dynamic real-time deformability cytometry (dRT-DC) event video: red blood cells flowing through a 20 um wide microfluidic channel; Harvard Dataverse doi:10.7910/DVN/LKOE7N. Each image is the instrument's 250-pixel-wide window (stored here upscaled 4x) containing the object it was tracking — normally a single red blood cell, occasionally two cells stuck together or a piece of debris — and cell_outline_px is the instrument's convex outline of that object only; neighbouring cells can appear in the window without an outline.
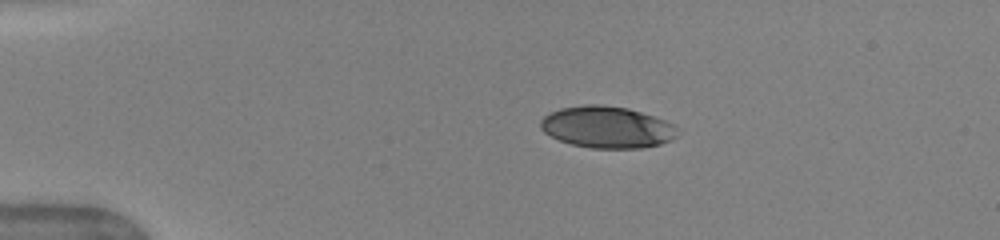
{"species": "human", "species_latin": "Homo sapiens", "temperature_condition": "warm", "stored_images_in_passage": 41, "camera_frame_rate_fps": 3000, "um_per_image_px": 0.085, "donor": {"sex": "female"}, "frame": {"image": 1, "passage_image": 1, "time_ms": 0.0, "image_size_px": [1000, 240], "cell_outline_px": [[680, 128], [676, 136], [672, 140], [660, 144], [644, 148], [592, 148], [572, 144], [560, 140], [544, 132], [540, 128], [540, 120], [544, 116], [560, 108], [584, 104], [600, 104], [628, 108], [664, 120]], "centroid_in_image_um": [51.61, 10.81], "position_along_channel_um": 33.4, "area_um2": 33.29}}
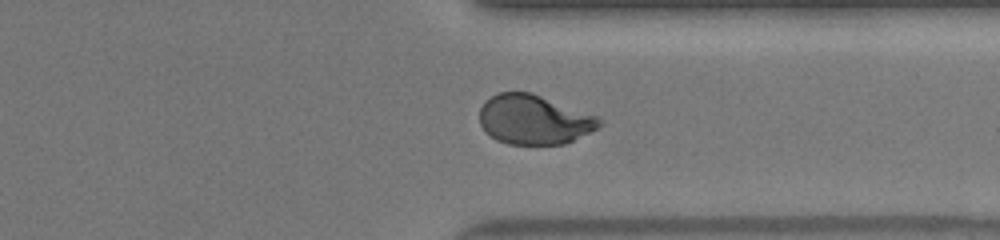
{"frame": {"image": 2, "passage_image": 30, "time_ms": 9.667, "image_size_px": [1000, 240], "cell_outline_px": [[604, 124], [564, 144], [508, 144], [496, 140], [480, 124], [480, 108], [496, 92], [532, 92], [596, 116], [604, 120]], "centroid_in_image_um": [45.39, 10.16], "position_along_channel_um": 366.0, "area_um2": 34.16}}
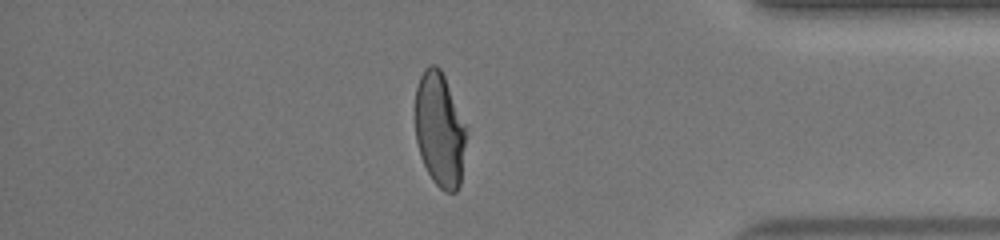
{"frame": {"image": 3, "passage_image": 34, "time_ms": 11.0, "image_size_px": [1000, 240], "cell_outline_px": [[464, 144], [460, 184], [456, 192], [444, 192], [432, 180], [420, 156], [416, 140], [416, 88], [420, 76], [424, 68], [432, 64], [436, 64], [440, 68], [444, 76], [464, 128]], "centroid_in_image_um": [37.32, 11.04], "position_along_channel_um": 397.9, "area_um2": 32.95}, "authors_computed_cell_mechanics": {"area_um2": 35.258, "velocity_mm_per_s": 4.0504, "shape_relaxation_time_tau1_ms": 3.7335, "shape_relaxation_time_tau2_ms": null, "deformation_change_tau1": 0.1917, "deformation_change_tau2": null}}